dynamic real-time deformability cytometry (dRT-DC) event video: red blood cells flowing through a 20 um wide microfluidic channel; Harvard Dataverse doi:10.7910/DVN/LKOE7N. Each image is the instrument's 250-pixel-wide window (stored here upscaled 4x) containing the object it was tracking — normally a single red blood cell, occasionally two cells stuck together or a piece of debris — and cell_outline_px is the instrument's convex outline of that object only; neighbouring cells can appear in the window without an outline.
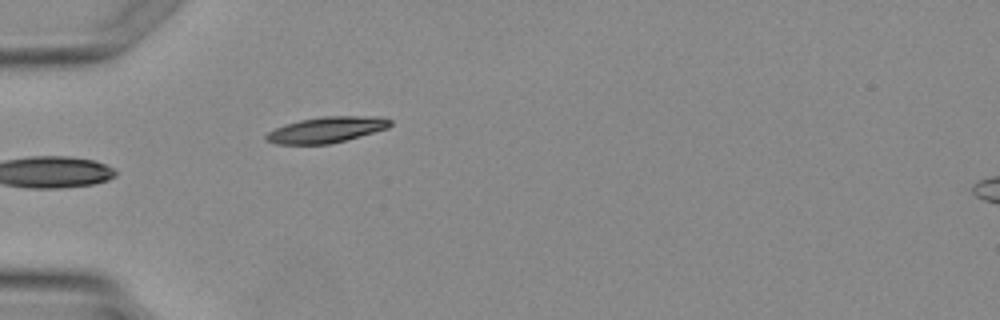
{"species": "Egyptian fruit bat (a non-hibernating species)", "species_latin": "Rousettus aegyptiacus", "temperature_condition": "warm", "stored_images_in_passage": 2, "camera_frame_rate_fps": 3000, "um_per_image_px": 0.085, "animal": {"sex": "female"}, "frame": {"image": 1, "passage_image": 2, "time_ms": 1.0, "image_size_px": [1000, 320], "cell_outline_px": [[392, 124], [388, 128], [360, 136], [328, 144], [276, 144], [264, 140], [264, 136], [268, 132], [284, 124], [300, 120], [324, 116], [380, 116], [392, 120]], "centroid_in_image_um": [27.75, 11.02], "position_along_channel_um": 57.3, "area_um2": 18.73}}